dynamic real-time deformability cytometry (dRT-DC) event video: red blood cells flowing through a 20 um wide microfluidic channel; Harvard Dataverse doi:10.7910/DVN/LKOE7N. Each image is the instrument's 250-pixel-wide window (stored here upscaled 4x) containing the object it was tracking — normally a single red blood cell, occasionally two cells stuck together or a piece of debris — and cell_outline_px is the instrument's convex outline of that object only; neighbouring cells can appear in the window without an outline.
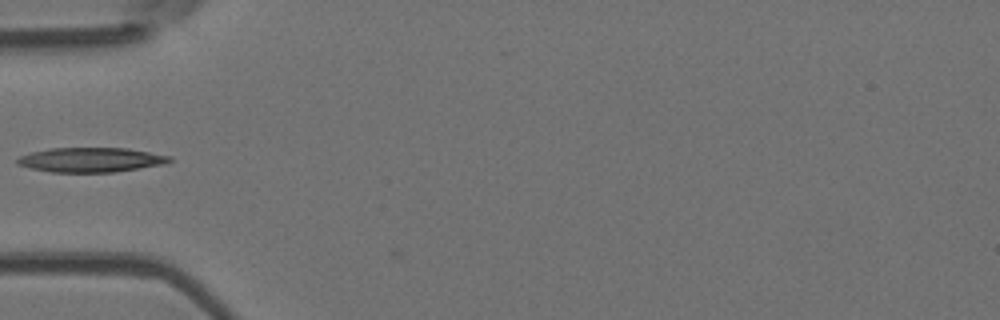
{"species": "Egyptian fruit bat (a non-hibernating species)", "species_latin": "Rousettus aegyptiacus", "temperature_condition": "room temperature", "stored_images_in_passage": 5, "camera_frame_rate_fps": 3000, "um_per_image_px": 0.085, "animal": {"sex": "female"}, "frame": {"image": 1, "passage_image": 3, "time_ms": 0.667, "image_size_px": [1000, 320], "cell_outline_px": [[172, 160], [164, 164], [116, 172], [52, 172], [28, 168], [16, 164], [16, 160], [20, 156], [32, 152], [48, 148], [128, 148], [172, 156]], "centroid_in_image_um": [7.72, 13.58], "position_along_channel_um": 77.3, "area_um2": 21.91}}